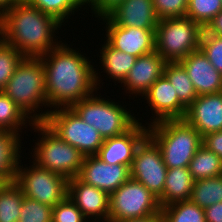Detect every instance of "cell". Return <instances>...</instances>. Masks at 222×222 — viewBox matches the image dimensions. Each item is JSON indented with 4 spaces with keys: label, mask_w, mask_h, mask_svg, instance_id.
I'll return each instance as SVG.
<instances>
[{
    "label": "cell",
    "mask_w": 222,
    "mask_h": 222,
    "mask_svg": "<svg viewBox=\"0 0 222 222\" xmlns=\"http://www.w3.org/2000/svg\"><path fill=\"white\" fill-rule=\"evenodd\" d=\"M69 44L61 40L56 47L40 57L45 69L46 99L50 111L71 107L98 91L93 59H89L90 56L79 48L78 51L76 47L73 48L72 43Z\"/></svg>",
    "instance_id": "obj_1"
},
{
    "label": "cell",
    "mask_w": 222,
    "mask_h": 222,
    "mask_svg": "<svg viewBox=\"0 0 222 222\" xmlns=\"http://www.w3.org/2000/svg\"><path fill=\"white\" fill-rule=\"evenodd\" d=\"M61 26L53 16L32 7L26 0H21L0 17L5 43L24 57H41L56 47L61 42L56 36Z\"/></svg>",
    "instance_id": "obj_2"
},
{
    "label": "cell",
    "mask_w": 222,
    "mask_h": 222,
    "mask_svg": "<svg viewBox=\"0 0 222 222\" xmlns=\"http://www.w3.org/2000/svg\"><path fill=\"white\" fill-rule=\"evenodd\" d=\"M3 92L32 122H44L47 118L50 109H47L45 69L40 57H24Z\"/></svg>",
    "instance_id": "obj_3"
},
{
    "label": "cell",
    "mask_w": 222,
    "mask_h": 222,
    "mask_svg": "<svg viewBox=\"0 0 222 222\" xmlns=\"http://www.w3.org/2000/svg\"><path fill=\"white\" fill-rule=\"evenodd\" d=\"M148 136L159 147L168 169L188 167L203 142L201 134L184 119L151 124L148 126Z\"/></svg>",
    "instance_id": "obj_4"
},
{
    "label": "cell",
    "mask_w": 222,
    "mask_h": 222,
    "mask_svg": "<svg viewBox=\"0 0 222 222\" xmlns=\"http://www.w3.org/2000/svg\"><path fill=\"white\" fill-rule=\"evenodd\" d=\"M97 93L100 92L95 91L74 103L71 108L82 120L97 129L103 139L120 136L137 123L136 114L126 107L128 105Z\"/></svg>",
    "instance_id": "obj_5"
},
{
    "label": "cell",
    "mask_w": 222,
    "mask_h": 222,
    "mask_svg": "<svg viewBox=\"0 0 222 222\" xmlns=\"http://www.w3.org/2000/svg\"><path fill=\"white\" fill-rule=\"evenodd\" d=\"M30 128L38 134L31 146V160L67 179L78 177L85 155L62 140L44 122H33Z\"/></svg>",
    "instance_id": "obj_6"
},
{
    "label": "cell",
    "mask_w": 222,
    "mask_h": 222,
    "mask_svg": "<svg viewBox=\"0 0 222 222\" xmlns=\"http://www.w3.org/2000/svg\"><path fill=\"white\" fill-rule=\"evenodd\" d=\"M203 29L187 16L161 19L155 29V51L166 62H179L199 50Z\"/></svg>",
    "instance_id": "obj_7"
},
{
    "label": "cell",
    "mask_w": 222,
    "mask_h": 222,
    "mask_svg": "<svg viewBox=\"0 0 222 222\" xmlns=\"http://www.w3.org/2000/svg\"><path fill=\"white\" fill-rule=\"evenodd\" d=\"M28 162L32 164L23 165L20 159L14 179L24 196L51 207L60 203L68 194V179L32 160Z\"/></svg>",
    "instance_id": "obj_8"
},
{
    "label": "cell",
    "mask_w": 222,
    "mask_h": 222,
    "mask_svg": "<svg viewBox=\"0 0 222 222\" xmlns=\"http://www.w3.org/2000/svg\"><path fill=\"white\" fill-rule=\"evenodd\" d=\"M154 215H161L158 198L131 177L109 195L110 222Z\"/></svg>",
    "instance_id": "obj_9"
},
{
    "label": "cell",
    "mask_w": 222,
    "mask_h": 222,
    "mask_svg": "<svg viewBox=\"0 0 222 222\" xmlns=\"http://www.w3.org/2000/svg\"><path fill=\"white\" fill-rule=\"evenodd\" d=\"M44 123L85 156L96 155L104 142L98 130L82 120L71 107L51 110Z\"/></svg>",
    "instance_id": "obj_10"
},
{
    "label": "cell",
    "mask_w": 222,
    "mask_h": 222,
    "mask_svg": "<svg viewBox=\"0 0 222 222\" xmlns=\"http://www.w3.org/2000/svg\"><path fill=\"white\" fill-rule=\"evenodd\" d=\"M167 170L159 147L147 135L136 148L130 177L142 183L159 199L163 194Z\"/></svg>",
    "instance_id": "obj_11"
},
{
    "label": "cell",
    "mask_w": 222,
    "mask_h": 222,
    "mask_svg": "<svg viewBox=\"0 0 222 222\" xmlns=\"http://www.w3.org/2000/svg\"><path fill=\"white\" fill-rule=\"evenodd\" d=\"M105 24L104 39L115 49L140 57L155 51V29L122 27L114 24L103 12L94 11L92 17ZM106 36V37H105Z\"/></svg>",
    "instance_id": "obj_12"
},
{
    "label": "cell",
    "mask_w": 222,
    "mask_h": 222,
    "mask_svg": "<svg viewBox=\"0 0 222 222\" xmlns=\"http://www.w3.org/2000/svg\"><path fill=\"white\" fill-rule=\"evenodd\" d=\"M152 115L146 125L150 126L163 120L183 119L187 108L179 101L170 81L163 75L158 78L142 97Z\"/></svg>",
    "instance_id": "obj_13"
},
{
    "label": "cell",
    "mask_w": 222,
    "mask_h": 222,
    "mask_svg": "<svg viewBox=\"0 0 222 222\" xmlns=\"http://www.w3.org/2000/svg\"><path fill=\"white\" fill-rule=\"evenodd\" d=\"M102 12L122 27L156 29L160 21L153 0H115Z\"/></svg>",
    "instance_id": "obj_14"
},
{
    "label": "cell",
    "mask_w": 222,
    "mask_h": 222,
    "mask_svg": "<svg viewBox=\"0 0 222 222\" xmlns=\"http://www.w3.org/2000/svg\"><path fill=\"white\" fill-rule=\"evenodd\" d=\"M78 178L111 195L130 178V167L106 164L96 155H88L84 157Z\"/></svg>",
    "instance_id": "obj_15"
},
{
    "label": "cell",
    "mask_w": 222,
    "mask_h": 222,
    "mask_svg": "<svg viewBox=\"0 0 222 222\" xmlns=\"http://www.w3.org/2000/svg\"><path fill=\"white\" fill-rule=\"evenodd\" d=\"M166 63L156 51L137 57L127 77L119 85L123 87V95L127 94L133 100L135 96L143 97L152 84L164 75Z\"/></svg>",
    "instance_id": "obj_16"
},
{
    "label": "cell",
    "mask_w": 222,
    "mask_h": 222,
    "mask_svg": "<svg viewBox=\"0 0 222 222\" xmlns=\"http://www.w3.org/2000/svg\"><path fill=\"white\" fill-rule=\"evenodd\" d=\"M147 135L148 126L137 118V123L126 133L104 139L96 156L106 164H123L131 167L136 148Z\"/></svg>",
    "instance_id": "obj_17"
},
{
    "label": "cell",
    "mask_w": 222,
    "mask_h": 222,
    "mask_svg": "<svg viewBox=\"0 0 222 222\" xmlns=\"http://www.w3.org/2000/svg\"><path fill=\"white\" fill-rule=\"evenodd\" d=\"M201 136L222 130V91L199 95L188 107L183 118Z\"/></svg>",
    "instance_id": "obj_18"
},
{
    "label": "cell",
    "mask_w": 222,
    "mask_h": 222,
    "mask_svg": "<svg viewBox=\"0 0 222 222\" xmlns=\"http://www.w3.org/2000/svg\"><path fill=\"white\" fill-rule=\"evenodd\" d=\"M67 196L89 221H108L109 195L78 177L68 179Z\"/></svg>",
    "instance_id": "obj_19"
},
{
    "label": "cell",
    "mask_w": 222,
    "mask_h": 222,
    "mask_svg": "<svg viewBox=\"0 0 222 222\" xmlns=\"http://www.w3.org/2000/svg\"><path fill=\"white\" fill-rule=\"evenodd\" d=\"M179 63L187 72L198 96L222 91V74L213 67L200 49L190 53Z\"/></svg>",
    "instance_id": "obj_20"
},
{
    "label": "cell",
    "mask_w": 222,
    "mask_h": 222,
    "mask_svg": "<svg viewBox=\"0 0 222 222\" xmlns=\"http://www.w3.org/2000/svg\"><path fill=\"white\" fill-rule=\"evenodd\" d=\"M101 43L99 48V53L97 56H99V65H95V83H96V87L97 90L101 91L100 88H103L102 86H104L103 84L105 82H102L103 80H101L102 78L101 75H105L106 80H110L113 79L112 82H114L115 85L113 86H117L118 83H122L124 81V79L127 77L129 71L131 70L132 66L134 65L137 57L130 55L128 53H125L123 51L117 50L115 48H113L105 39L102 40L101 39ZM101 49V50H100ZM101 64V66H100ZM100 69H99V67ZM98 67V68H97ZM98 69V70H97ZM99 70H103V71H99ZM99 71V72H98ZM105 73V74H101V73ZM102 84V86L100 85Z\"/></svg>",
    "instance_id": "obj_21"
},
{
    "label": "cell",
    "mask_w": 222,
    "mask_h": 222,
    "mask_svg": "<svg viewBox=\"0 0 222 222\" xmlns=\"http://www.w3.org/2000/svg\"><path fill=\"white\" fill-rule=\"evenodd\" d=\"M194 180L188 167H175L167 170L162 196L158 199L162 207L191 198Z\"/></svg>",
    "instance_id": "obj_22"
},
{
    "label": "cell",
    "mask_w": 222,
    "mask_h": 222,
    "mask_svg": "<svg viewBox=\"0 0 222 222\" xmlns=\"http://www.w3.org/2000/svg\"><path fill=\"white\" fill-rule=\"evenodd\" d=\"M21 138L23 139L16 133L0 131V176L6 182L14 181L20 158H24L21 149L25 145Z\"/></svg>",
    "instance_id": "obj_23"
},
{
    "label": "cell",
    "mask_w": 222,
    "mask_h": 222,
    "mask_svg": "<svg viewBox=\"0 0 222 222\" xmlns=\"http://www.w3.org/2000/svg\"><path fill=\"white\" fill-rule=\"evenodd\" d=\"M32 7L39 9L41 12L53 16L64 27L68 19L79 11H92L94 13V0H26ZM85 6V7H84ZM84 7V8H83ZM88 7V9L86 8ZM90 8V10H89ZM66 20V21H65ZM65 22V23H64Z\"/></svg>",
    "instance_id": "obj_24"
},
{
    "label": "cell",
    "mask_w": 222,
    "mask_h": 222,
    "mask_svg": "<svg viewBox=\"0 0 222 222\" xmlns=\"http://www.w3.org/2000/svg\"><path fill=\"white\" fill-rule=\"evenodd\" d=\"M33 122L3 91H0V131H10L22 137V129L27 130ZM21 133V134H20Z\"/></svg>",
    "instance_id": "obj_25"
},
{
    "label": "cell",
    "mask_w": 222,
    "mask_h": 222,
    "mask_svg": "<svg viewBox=\"0 0 222 222\" xmlns=\"http://www.w3.org/2000/svg\"><path fill=\"white\" fill-rule=\"evenodd\" d=\"M188 170L194 181L222 175V159L204 145L196 151Z\"/></svg>",
    "instance_id": "obj_26"
},
{
    "label": "cell",
    "mask_w": 222,
    "mask_h": 222,
    "mask_svg": "<svg viewBox=\"0 0 222 222\" xmlns=\"http://www.w3.org/2000/svg\"><path fill=\"white\" fill-rule=\"evenodd\" d=\"M164 76L173 85L179 101L187 108L197 97V92L184 67L179 62H167Z\"/></svg>",
    "instance_id": "obj_27"
},
{
    "label": "cell",
    "mask_w": 222,
    "mask_h": 222,
    "mask_svg": "<svg viewBox=\"0 0 222 222\" xmlns=\"http://www.w3.org/2000/svg\"><path fill=\"white\" fill-rule=\"evenodd\" d=\"M190 200L203 209L222 202V175L194 181Z\"/></svg>",
    "instance_id": "obj_28"
},
{
    "label": "cell",
    "mask_w": 222,
    "mask_h": 222,
    "mask_svg": "<svg viewBox=\"0 0 222 222\" xmlns=\"http://www.w3.org/2000/svg\"><path fill=\"white\" fill-rule=\"evenodd\" d=\"M24 194L14 182H7L0 189V222H18Z\"/></svg>",
    "instance_id": "obj_29"
},
{
    "label": "cell",
    "mask_w": 222,
    "mask_h": 222,
    "mask_svg": "<svg viewBox=\"0 0 222 222\" xmlns=\"http://www.w3.org/2000/svg\"><path fill=\"white\" fill-rule=\"evenodd\" d=\"M161 222H206L204 209L191 200L161 208Z\"/></svg>",
    "instance_id": "obj_30"
},
{
    "label": "cell",
    "mask_w": 222,
    "mask_h": 222,
    "mask_svg": "<svg viewBox=\"0 0 222 222\" xmlns=\"http://www.w3.org/2000/svg\"><path fill=\"white\" fill-rule=\"evenodd\" d=\"M222 11V0H188L186 16L203 28Z\"/></svg>",
    "instance_id": "obj_31"
},
{
    "label": "cell",
    "mask_w": 222,
    "mask_h": 222,
    "mask_svg": "<svg viewBox=\"0 0 222 222\" xmlns=\"http://www.w3.org/2000/svg\"><path fill=\"white\" fill-rule=\"evenodd\" d=\"M23 58L16 48L6 43L0 47V91H3Z\"/></svg>",
    "instance_id": "obj_32"
},
{
    "label": "cell",
    "mask_w": 222,
    "mask_h": 222,
    "mask_svg": "<svg viewBox=\"0 0 222 222\" xmlns=\"http://www.w3.org/2000/svg\"><path fill=\"white\" fill-rule=\"evenodd\" d=\"M53 207L24 196L18 222H52Z\"/></svg>",
    "instance_id": "obj_33"
},
{
    "label": "cell",
    "mask_w": 222,
    "mask_h": 222,
    "mask_svg": "<svg viewBox=\"0 0 222 222\" xmlns=\"http://www.w3.org/2000/svg\"><path fill=\"white\" fill-rule=\"evenodd\" d=\"M199 49L213 67L222 74V37L212 35L203 29Z\"/></svg>",
    "instance_id": "obj_34"
},
{
    "label": "cell",
    "mask_w": 222,
    "mask_h": 222,
    "mask_svg": "<svg viewBox=\"0 0 222 222\" xmlns=\"http://www.w3.org/2000/svg\"><path fill=\"white\" fill-rule=\"evenodd\" d=\"M52 222H89L75 203L66 196L53 207Z\"/></svg>",
    "instance_id": "obj_35"
},
{
    "label": "cell",
    "mask_w": 222,
    "mask_h": 222,
    "mask_svg": "<svg viewBox=\"0 0 222 222\" xmlns=\"http://www.w3.org/2000/svg\"><path fill=\"white\" fill-rule=\"evenodd\" d=\"M159 19L184 17L187 13V0H153Z\"/></svg>",
    "instance_id": "obj_36"
},
{
    "label": "cell",
    "mask_w": 222,
    "mask_h": 222,
    "mask_svg": "<svg viewBox=\"0 0 222 222\" xmlns=\"http://www.w3.org/2000/svg\"><path fill=\"white\" fill-rule=\"evenodd\" d=\"M202 145L222 159V130L203 136Z\"/></svg>",
    "instance_id": "obj_37"
},
{
    "label": "cell",
    "mask_w": 222,
    "mask_h": 222,
    "mask_svg": "<svg viewBox=\"0 0 222 222\" xmlns=\"http://www.w3.org/2000/svg\"><path fill=\"white\" fill-rule=\"evenodd\" d=\"M206 222H222V202H217L204 209Z\"/></svg>",
    "instance_id": "obj_38"
},
{
    "label": "cell",
    "mask_w": 222,
    "mask_h": 222,
    "mask_svg": "<svg viewBox=\"0 0 222 222\" xmlns=\"http://www.w3.org/2000/svg\"><path fill=\"white\" fill-rule=\"evenodd\" d=\"M208 33L222 37V11H220L204 28Z\"/></svg>",
    "instance_id": "obj_39"
},
{
    "label": "cell",
    "mask_w": 222,
    "mask_h": 222,
    "mask_svg": "<svg viewBox=\"0 0 222 222\" xmlns=\"http://www.w3.org/2000/svg\"><path fill=\"white\" fill-rule=\"evenodd\" d=\"M119 222H161V215L147 216L136 219H127Z\"/></svg>",
    "instance_id": "obj_40"
},
{
    "label": "cell",
    "mask_w": 222,
    "mask_h": 222,
    "mask_svg": "<svg viewBox=\"0 0 222 222\" xmlns=\"http://www.w3.org/2000/svg\"><path fill=\"white\" fill-rule=\"evenodd\" d=\"M21 0H0V17Z\"/></svg>",
    "instance_id": "obj_41"
},
{
    "label": "cell",
    "mask_w": 222,
    "mask_h": 222,
    "mask_svg": "<svg viewBox=\"0 0 222 222\" xmlns=\"http://www.w3.org/2000/svg\"><path fill=\"white\" fill-rule=\"evenodd\" d=\"M113 1L115 0H94V11L102 12Z\"/></svg>",
    "instance_id": "obj_42"
},
{
    "label": "cell",
    "mask_w": 222,
    "mask_h": 222,
    "mask_svg": "<svg viewBox=\"0 0 222 222\" xmlns=\"http://www.w3.org/2000/svg\"><path fill=\"white\" fill-rule=\"evenodd\" d=\"M5 43L3 34L0 31V47Z\"/></svg>",
    "instance_id": "obj_43"
},
{
    "label": "cell",
    "mask_w": 222,
    "mask_h": 222,
    "mask_svg": "<svg viewBox=\"0 0 222 222\" xmlns=\"http://www.w3.org/2000/svg\"><path fill=\"white\" fill-rule=\"evenodd\" d=\"M7 182L0 176V189L6 184Z\"/></svg>",
    "instance_id": "obj_44"
},
{
    "label": "cell",
    "mask_w": 222,
    "mask_h": 222,
    "mask_svg": "<svg viewBox=\"0 0 222 222\" xmlns=\"http://www.w3.org/2000/svg\"><path fill=\"white\" fill-rule=\"evenodd\" d=\"M89 222H110V221H89Z\"/></svg>",
    "instance_id": "obj_45"
}]
</instances>
